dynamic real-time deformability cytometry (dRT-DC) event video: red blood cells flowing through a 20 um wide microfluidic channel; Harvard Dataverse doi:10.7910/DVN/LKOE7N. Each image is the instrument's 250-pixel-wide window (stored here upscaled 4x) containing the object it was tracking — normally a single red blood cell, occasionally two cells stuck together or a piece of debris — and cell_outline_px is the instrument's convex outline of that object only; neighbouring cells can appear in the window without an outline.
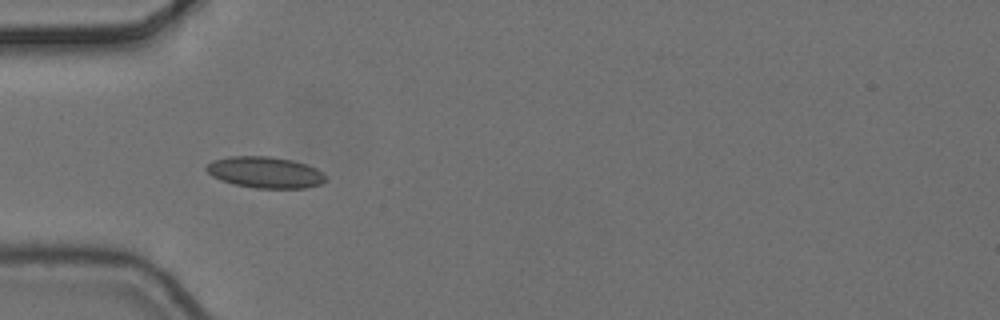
{"species": "common noctule bat (a hibernating species)", "species_latin": "Nyctalus noctula", "temperature_condition": "cold", "stored_images_in_passage": 5, "camera_frame_rate_fps": 3000, "um_per_image_px": 0.085, "animal": {"sex": "female", "body_mass_g": 24.6, "forearm_length_mm": 56.2}, "frame": {"image": 1, "passage_image": 4, "time_ms": 1.0, "image_size_px": [1000, 320], "cell_outline_px": [[324, 180], [320, 184], [304, 188], [256, 188], [236, 184], [220, 180], [212, 176], [204, 168], [212, 160], [228, 156], [268, 156], [292, 160], [316, 168], [324, 172]], "centroid_in_image_um": [22.5, 14.64], "position_along_channel_um": 62.5, "area_um2": 21.62}}
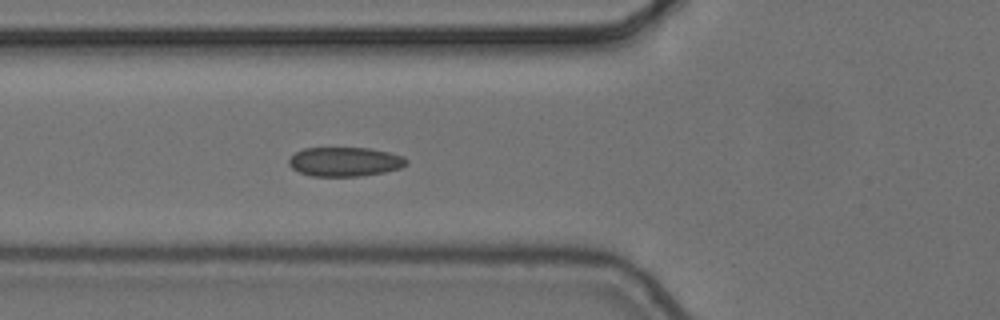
{"frame": {"image": 2, "passage_image": 5, "time_ms": 1.333, "image_size_px": [1000, 320], "cell_outline_px": [[408, 164], [400, 168], [384, 172], [360, 176], [312, 176], [300, 172], [292, 168], [288, 164], [288, 160], [296, 152], [304, 148], [372, 148], [404, 156], [408, 160]], "centroid_in_image_um": [29.34, 13.74], "position_along_channel_um": 96.5, "area_um2": 20.06}}